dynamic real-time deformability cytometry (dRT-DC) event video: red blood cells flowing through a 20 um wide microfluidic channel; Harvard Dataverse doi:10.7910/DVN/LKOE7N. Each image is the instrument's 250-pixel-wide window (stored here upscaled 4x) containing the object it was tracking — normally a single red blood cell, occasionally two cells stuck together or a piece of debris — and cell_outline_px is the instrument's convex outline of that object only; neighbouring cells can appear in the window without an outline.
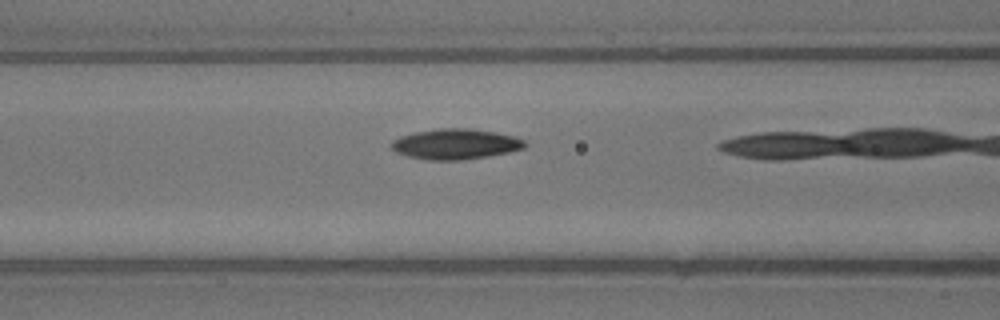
{"species": "common noctule bat (a hibernating species)", "species_latin": "Nyctalus noctula", "temperature_condition": "warm", "stored_images_in_passage": 15, "camera_frame_rate_fps": 3000, "um_per_image_px": 0.085, "animal": {"sex": "male", "body_mass_g": 13.3}, "frame": {"image": 1, "passage_image": 7, "time_ms": 2.0, "image_size_px": [1000, 320], "cell_outline_px": [[528, 144], [524, 148], [508, 152], [488, 156], [460, 160], [428, 160], [408, 156], [396, 152], [392, 148], [392, 140], [400, 136], [416, 132], [440, 128], [468, 128], [496, 132], [516, 136], [524, 140]], "centroid_in_image_um": [38.75, 12.24], "position_along_channel_um": 127.9, "area_um2": 23.64}}
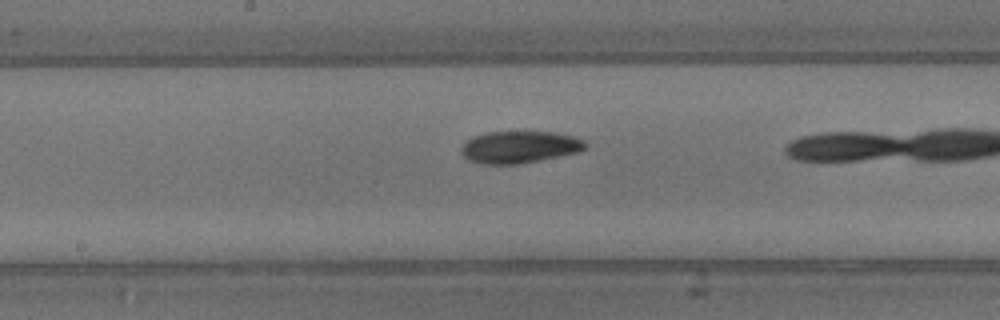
{"frame": {"image": 2, "passage_image": 11, "time_ms": 3.333, "image_size_px": [1000, 320], "cell_outline_px": [[588, 144], [584, 148], [576, 152], [516, 164], [480, 164], [468, 160], [464, 156], [460, 148], [472, 136], [484, 132], [552, 132], [572, 136], [584, 140]], "centroid_in_image_um": [44.1, 12.49], "position_along_channel_um": 204.1, "area_um2": 22.83}}
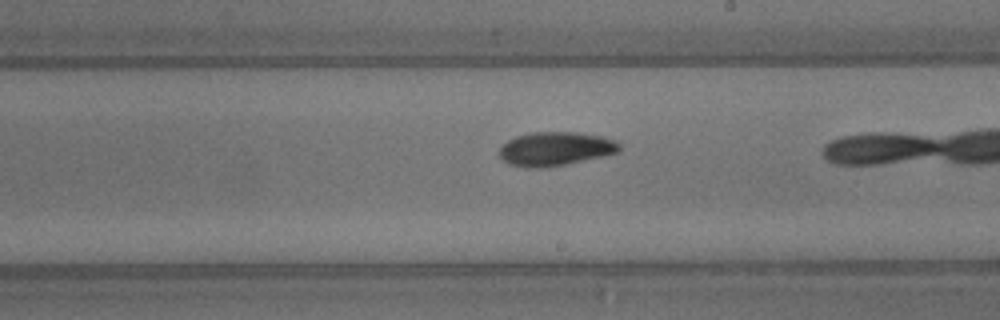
{"frame": {"image": 3, "passage_image": 13, "time_ms": 4.0, "image_size_px": [1000, 320], "cell_outline_px": [[620, 148], [616, 152], [604, 156], [548, 168], [524, 168], [508, 164], [500, 156], [500, 148], [508, 140], [516, 136], [532, 132], [576, 132], [600, 136], [616, 140], [620, 144]], "centroid_in_image_um": [47.2, 12.66], "position_along_channel_um": 241.8, "area_um2": 23.76}}